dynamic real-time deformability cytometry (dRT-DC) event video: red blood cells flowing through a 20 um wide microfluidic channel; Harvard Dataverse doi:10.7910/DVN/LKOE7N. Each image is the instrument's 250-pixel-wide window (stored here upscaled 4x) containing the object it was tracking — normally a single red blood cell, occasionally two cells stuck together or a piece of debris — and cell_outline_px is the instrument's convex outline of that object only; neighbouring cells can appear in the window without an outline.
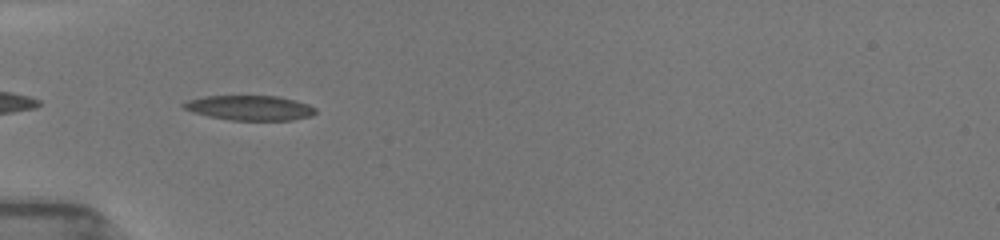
{"species": "common noctule bat (a hibernating species)", "species_latin": "Nyctalus noctula", "temperature_condition": "room temperature", "stored_images_in_passage": 8, "camera_frame_rate_fps": 3000, "um_per_image_px": 0.085, "animal": {"sex": "female", "body_mass_g": 19.5, "forearm_length_mm": 54.1}, "frame": {"image": 1, "passage_image": 2, "time_ms": 0.333, "image_size_px": [1000, 240], "cell_outline_px": [[316, 112], [312, 116], [292, 120], [232, 120], [208, 116], [192, 112], [184, 108], [180, 104], [188, 100], [204, 96], [280, 96], [308, 104], [316, 108]], "centroid_in_image_um": [21.24, 9.16], "position_along_channel_um": 63.8, "area_um2": 19.13}}
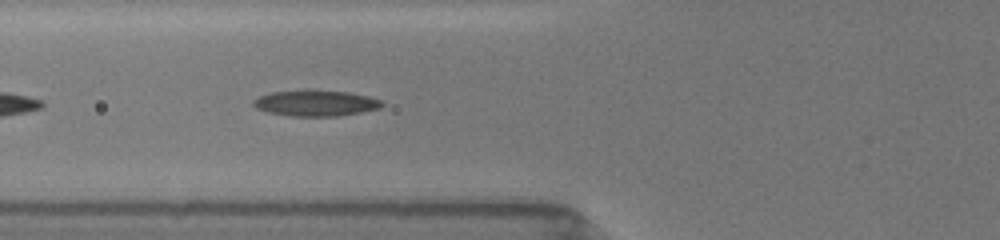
{"frame": {"image": 2, "passage_image": 5, "time_ms": 1.333, "image_size_px": [1000, 240], "cell_outline_px": [[384, 104], [380, 108], [360, 112], [336, 116], [288, 116], [268, 112], [256, 108], [252, 104], [252, 100], [260, 96], [272, 92], [304, 88], [308, 88], [348, 92], [368, 96], [384, 100]], "centroid_in_image_um": [26.82, 8.74], "position_along_channel_um": 99.0, "area_um2": 19.94}}